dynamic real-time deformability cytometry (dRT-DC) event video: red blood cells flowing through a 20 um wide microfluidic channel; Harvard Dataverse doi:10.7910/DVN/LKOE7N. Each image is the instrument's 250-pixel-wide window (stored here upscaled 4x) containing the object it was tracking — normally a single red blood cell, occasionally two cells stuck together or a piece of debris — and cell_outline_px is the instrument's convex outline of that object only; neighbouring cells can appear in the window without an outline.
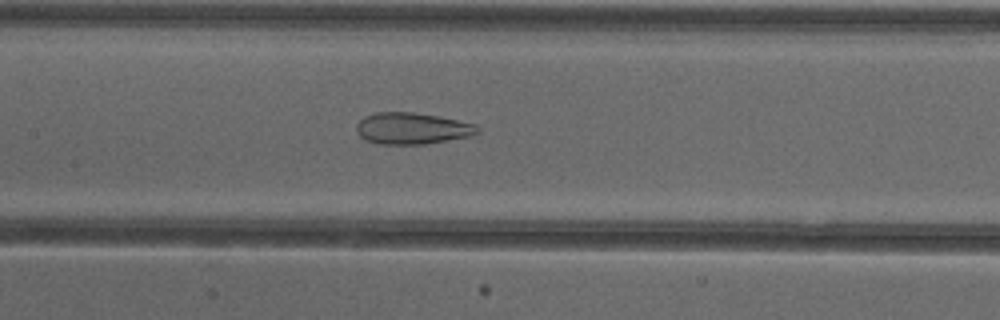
{"species": "common noctule bat (a hibernating species)", "species_latin": "Nyctalus noctula", "temperature_condition": "cold", "stored_images_in_passage": 47, "camera_frame_rate_fps": 3000, "um_per_image_px": 0.085, "animal": {"sex": "female"}, "frame": {"image": 1, "passage_image": 25, "time_ms": 8.0, "image_size_px": [1000, 320], "cell_outline_px": [[480, 132], [472, 136], [424, 144], [380, 144], [364, 140], [356, 132], [356, 124], [364, 116], [376, 112], [412, 112], [440, 116], [476, 124], [480, 128]], "centroid_in_image_um": [35.03, 10.91], "position_along_channel_um": 172.4, "area_um2": 22.48}}
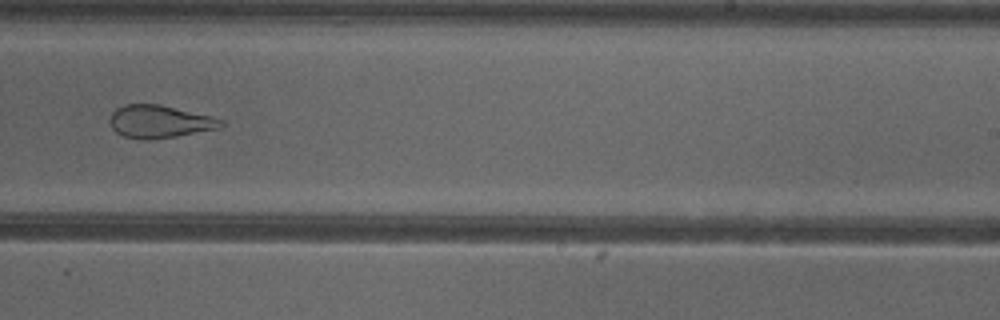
{"frame": {"image": 2, "passage_image": 33, "time_ms": 10.667, "image_size_px": [1000, 320], "cell_outline_px": [[224, 124], [220, 128], [176, 136], [148, 140], [140, 140], [124, 136], [116, 132], [112, 128], [108, 120], [112, 112], [116, 108], [124, 104], [160, 104], [212, 116], [224, 120]], "centroid_in_image_um": [13.55, 10.33], "position_along_channel_um": 275.5, "area_um2": 21.39}}
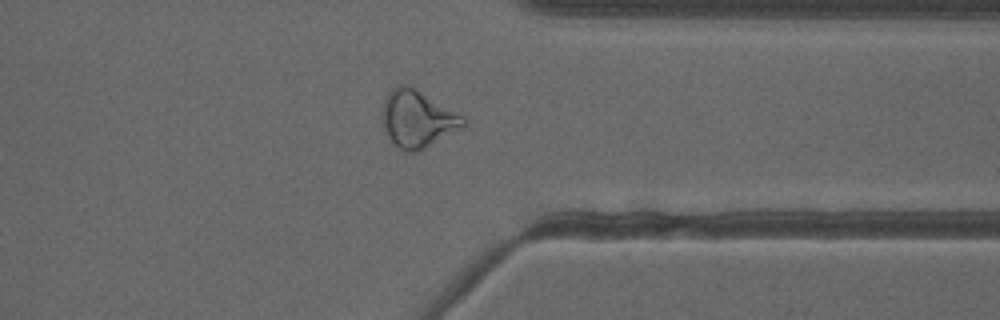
{"frame": {"image": 3, "passage_image": 41, "time_ms": 13.333, "image_size_px": [1000, 320], "cell_outline_px": [[468, 124], [464, 128], [416, 152], [400, 152], [392, 144], [380, 120], [380, 112], [384, 100], [388, 92], [396, 84], [408, 84], [464, 116], [468, 120]], "centroid_in_image_um": [35.46, 10.12], "position_along_channel_um": 375.9, "area_um2": 27.69}, "authors_computed_cell_mechanics": {"area_um2": 27.8596, "velocity_mm_per_s": 3.8861, "shape_relaxation_time_tau1_ms": null, "shape_relaxation_time_tau2_ms": 2.165, "deformation_change_tau1": null, "deformation_change_tau2": 0.1059}}